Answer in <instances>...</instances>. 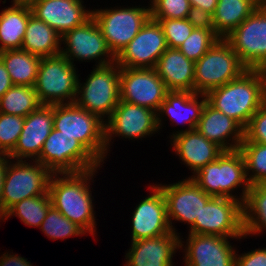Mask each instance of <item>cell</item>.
<instances>
[{
	"label": "cell",
	"instance_id": "6da1fadb",
	"mask_svg": "<svg viewBox=\"0 0 266 266\" xmlns=\"http://www.w3.org/2000/svg\"><path fill=\"white\" fill-rule=\"evenodd\" d=\"M207 102L233 118L243 128L266 102V79L262 69H247L239 77L210 90Z\"/></svg>",
	"mask_w": 266,
	"mask_h": 266
},
{
	"label": "cell",
	"instance_id": "7a4b0ae2",
	"mask_svg": "<svg viewBox=\"0 0 266 266\" xmlns=\"http://www.w3.org/2000/svg\"><path fill=\"white\" fill-rule=\"evenodd\" d=\"M96 170L65 173L62 174L63 178H59V174H52L48 191L52 206L85 232L92 235H95L93 233L96 222L88 181L93 177Z\"/></svg>",
	"mask_w": 266,
	"mask_h": 266
},
{
	"label": "cell",
	"instance_id": "3957f363",
	"mask_svg": "<svg viewBox=\"0 0 266 266\" xmlns=\"http://www.w3.org/2000/svg\"><path fill=\"white\" fill-rule=\"evenodd\" d=\"M190 178L206 194L236 199L242 205L250 188L245 161L239 149L224 151L215 161L203 166ZM240 185L244 187L242 197L236 198L230 192Z\"/></svg>",
	"mask_w": 266,
	"mask_h": 266
},
{
	"label": "cell",
	"instance_id": "277c9868",
	"mask_svg": "<svg viewBox=\"0 0 266 266\" xmlns=\"http://www.w3.org/2000/svg\"><path fill=\"white\" fill-rule=\"evenodd\" d=\"M75 102L54 105L53 128L77 139L100 163L105 159V121Z\"/></svg>",
	"mask_w": 266,
	"mask_h": 266
},
{
	"label": "cell",
	"instance_id": "5b68a950",
	"mask_svg": "<svg viewBox=\"0 0 266 266\" xmlns=\"http://www.w3.org/2000/svg\"><path fill=\"white\" fill-rule=\"evenodd\" d=\"M247 69L231 45L220 38L195 62L194 93L207 94L236 79Z\"/></svg>",
	"mask_w": 266,
	"mask_h": 266
},
{
	"label": "cell",
	"instance_id": "8992f818",
	"mask_svg": "<svg viewBox=\"0 0 266 266\" xmlns=\"http://www.w3.org/2000/svg\"><path fill=\"white\" fill-rule=\"evenodd\" d=\"M74 66L61 53L41 59L34 89L42 105L75 102L79 79Z\"/></svg>",
	"mask_w": 266,
	"mask_h": 266
},
{
	"label": "cell",
	"instance_id": "52a82bcc",
	"mask_svg": "<svg viewBox=\"0 0 266 266\" xmlns=\"http://www.w3.org/2000/svg\"><path fill=\"white\" fill-rule=\"evenodd\" d=\"M81 85L78 80L75 103L101 119L106 115L109 118L120 102V66L116 61L96 66Z\"/></svg>",
	"mask_w": 266,
	"mask_h": 266
},
{
	"label": "cell",
	"instance_id": "ba28073f",
	"mask_svg": "<svg viewBox=\"0 0 266 266\" xmlns=\"http://www.w3.org/2000/svg\"><path fill=\"white\" fill-rule=\"evenodd\" d=\"M36 161L53 174L79 173L100 167V162L75 138L52 129Z\"/></svg>",
	"mask_w": 266,
	"mask_h": 266
},
{
	"label": "cell",
	"instance_id": "9c48e42d",
	"mask_svg": "<svg viewBox=\"0 0 266 266\" xmlns=\"http://www.w3.org/2000/svg\"><path fill=\"white\" fill-rule=\"evenodd\" d=\"M34 161L35 165H30L26 160H17L15 164L8 160L2 189V218L15 203L48 193L53 173L40 162Z\"/></svg>",
	"mask_w": 266,
	"mask_h": 266
},
{
	"label": "cell",
	"instance_id": "30bf717a",
	"mask_svg": "<svg viewBox=\"0 0 266 266\" xmlns=\"http://www.w3.org/2000/svg\"><path fill=\"white\" fill-rule=\"evenodd\" d=\"M92 17L105 37L107 46L117 57L151 17L149 8L100 9Z\"/></svg>",
	"mask_w": 266,
	"mask_h": 266
},
{
	"label": "cell",
	"instance_id": "8fae6325",
	"mask_svg": "<svg viewBox=\"0 0 266 266\" xmlns=\"http://www.w3.org/2000/svg\"><path fill=\"white\" fill-rule=\"evenodd\" d=\"M189 234L217 235L229 238H242V204L227 197H212L200 212L199 219L189 229Z\"/></svg>",
	"mask_w": 266,
	"mask_h": 266
},
{
	"label": "cell",
	"instance_id": "7c38bea8",
	"mask_svg": "<svg viewBox=\"0 0 266 266\" xmlns=\"http://www.w3.org/2000/svg\"><path fill=\"white\" fill-rule=\"evenodd\" d=\"M168 92L155 68L120 67V101L158 112Z\"/></svg>",
	"mask_w": 266,
	"mask_h": 266
},
{
	"label": "cell",
	"instance_id": "4fadbf2b",
	"mask_svg": "<svg viewBox=\"0 0 266 266\" xmlns=\"http://www.w3.org/2000/svg\"><path fill=\"white\" fill-rule=\"evenodd\" d=\"M224 39L248 69L266 66V17L258 8Z\"/></svg>",
	"mask_w": 266,
	"mask_h": 266
},
{
	"label": "cell",
	"instance_id": "5bb4252c",
	"mask_svg": "<svg viewBox=\"0 0 266 266\" xmlns=\"http://www.w3.org/2000/svg\"><path fill=\"white\" fill-rule=\"evenodd\" d=\"M167 48L162 26L150 17L116 57V62L125 68H155Z\"/></svg>",
	"mask_w": 266,
	"mask_h": 266
},
{
	"label": "cell",
	"instance_id": "9a60e30c",
	"mask_svg": "<svg viewBox=\"0 0 266 266\" xmlns=\"http://www.w3.org/2000/svg\"><path fill=\"white\" fill-rule=\"evenodd\" d=\"M159 113L147 107L120 101L105 123L106 151L112 134L138 139L149 136L160 129Z\"/></svg>",
	"mask_w": 266,
	"mask_h": 266
},
{
	"label": "cell",
	"instance_id": "2e32d148",
	"mask_svg": "<svg viewBox=\"0 0 266 266\" xmlns=\"http://www.w3.org/2000/svg\"><path fill=\"white\" fill-rule=\"evenodd\" d=\"M61 41H64L67 46L66 49L61 50V54L72 64L75 58L81 61L99 60L100 58L97 66L108 65L116 61V57L109 50L105 37L101 34L93 17L73 30L67 31L61 37ZM104 56L108 59L107 57L103 59Z\"/></svg>",
	"mask_w": 266,
	"mask_h": 266
},
{
	"label": "cell",
	"instance_id": "e0dca14e",
	"mask_svg": "<svg viewBox=\"0 0 266 266\" xmlns=\"http://www.w3.org/2000/svg\"><path fill=\"white\" fill-rule=\"evenodd\" d=\"M165 196L167 204V218L172 232V220L183 221L190 227L199 219L202 207L213 197L206 194L191 178L181 182L158 185Z\"/></svg>",
	"mask_w": 266,
	"mask_h": 266
},
{
	"label": "cell",
	"instance_id": "ac0fdd59",
	"mask_svg": "<svg viewBox=\"0 0 266 266\" xmlns=\"http://www.w3.org/2000/svg\"><path fill=\"white\" fill-rule=\"evenodd\" d=\"M152 195L136 206L132 216V241L172 232L167 218V204L162 189L152 186Z\"/></svg>",
	"mask_w": 266,
	"mask_h": 266
},
{
	"label": "cell",
	"instance_id": "d6986e66",
	"mask_svg": "<svg viewBox=\"0 0 266 266\" xmlns=\"http://www.w3.org/2000/svg\"><path fill=\"white\" fill-rule=\"evenodd\" d=\"M54 123V105H41L31 112L23 124L22 132L14 150L8 155L13 160L39 157L44 142L51 133ZM13 158V159H12Z\"/></svg>",
	"mask_w": 266,
	"mask_h": 266
},
{
	"label": "cell",
	"instance_id": "ffe728a7",
	"mask_svg": "<svg viewBox=\"0 0 266 266\" xmlns=\"http://www.w3.org/2000/svg\"><path fill=\"white\" fill-rule=\"evenodd\" d=\"M227 237L189 234L185 247L186 266H235V250Z\"/></svg>",
	"mask_w": 266,
	"mask_h": 266
},
{
	"label": "cell",
	"instance_id": "44dd1931",
	"mask_svg": "<svg viewBox=\"0 0 266 266\" xmlns=\"http://www.w3.org/2000/svg\"><path fill=\"white\" fill-rule=\"evenodd\" d=\"M82 0H41L32 7V14L53 28L61 37L92 17Z\"/></svg>",
	"mask_w": 266,
	"mask_h": 266
},
{
	"label": "cell",
	"instance_id": "7402d4cb",
	"mask_svg": "<svg viewBox=\"0 0 266 266\" xmlns=\"http://www.w3.org/2000/svg\"><path fill=\"white\" fill-rule=\"evenodd\" d=\"M177 233L132 241L126 266H173L172 258L182 242Z\"/></svg>",
	"mask_w": 266,
	"mask_h": 266
},
{
	"label": "cell",
	"instance_id": "603a6c76",
	"mask_svg": "<svg viewBox=\"0 0 266 266\" xmlns=\"http://www.w3.org/2000/svg\"><path fill=\"white\" fill-rule=\"evenodd\" d=\"M196 129L207 140L217 144L224 151L239 149L244 140V128L233 118L216 110L208 102L203 108ZM231 135L234 144H230L226 140L231 138Z\"/></svg>",
	"mask_w": 266,
	"mask_h": 266
},
{
	"label": "cell",
	"instance_id": "cb8c5ba5",
	"mask_svg": "<svg viewBox=\"0 0 266 266\" xmlns=\"http://www.w3.org/2000/svg\"><path fill=\"white\" fill-rule=\"evenodd\" d=\"M172 135L175 153L188 167L190 166L194 174L224 152L217 144L201 135L197 129L186 132L182 130Z\"/></svg>",
	"mask_w": 266,
	"mask_h": 266
},
{
	"label": "cell",
	"instance_id": "d4e9b609",
	"mask_svg": "<svg viewBox=\"0 0 266 266\" xmlns=\"http://www.w3.org/2000/svg\"><path fill=\"white\" fill-rule=\"evenodd\" d=\"M155 69L168 91L194 92L195 63L178 48H167Z\"/></svg>",
	"mask_w": 266,
	"mask_h": 266
},
{
	"label": "cell",
	"instance_id": "484cf974",
	"mask_svg": "<svg viewBox=\"0 0 266 266\" xmlns=\"http://www.w3.org/2000/svg\"><path fill=\"white\" fill-rule=\"evenodd\" d=\"M197 96H201L203 100L199 102ZM200 96L194 92L169 91L165 100L161 103L159 113H166L177 123L179 121L180 124L182 122L188 123L189 128L185 132L194 130L197 128L203 108L207 102L206 94H200Z\"/></svg>",
	"mask_w": 266,
	"mask_h": 266
},
{
	"label": "cell",
	"instance_id": "4316f807",
	"mask_svg": "<svg viewBox=\"0 0 266 266\" xmlns=\"http://www.w3.org/2000/svg\"><path fill=\"white\" fill-rule=\"evenodd\" d=\"M61 42V36L53 28L33 14L30 15L21 46L22 50L41 58L55 56L61 53Z\"/></svg>",
	"mask_w": 266,
	"mask_h": 266
},
{
	"label": "cell",
	"instance_id": "83f0119b",
	"mask_svg": "<svg viewBox=\"0 0 266 266\" xmlns=\"http://www.w3.org/2000/svg\"><path fill=\"white\" fill-rule=\"evenodd\" d=\"M0 13V52L21 49L31 7L12 3Z\"/></svg>",
	"mask_w": 266,
	"mask_h": 266
},
{
	"label": "cell",
	"instance_id": "f1b7e54d",
	"mask_svg": "<svg viewBox=\"0 0 266 266\" xmlns=\"http://www.w3.org/2000/svg\"><path fill=\"white\" fill-rule=\"evenodd\" d=\"M41 59L22 49L0 52V60L8 71L13 85L34 87Z\"/></svg>",
	"mask_w": 266,
	"mask_h": 266
},
{
	"label": "cell",
	"instance_id": "f546056e",
	"mask_svg": "<svg viewBox=\"0 0 266 266\" xmlns=\"http://www.w3.org/2000/svg\"><path fill=\"white\" fill-rule=\"evenodd\" d=\"M256 8L252 0H218L213 14L215 33L224 39Z\"/></svg>",
	"mask_w": 266,
	"mask_h": 266
},
{
	"label": "cell",
	"instance_id": "4dcf8cb0",
	"mask_svg": "<svg viewBox=\"0 0 266 266\" xmlns=\"http://www.w3.org/2000/svg\"><path fill=\"white\" fill-rule=\"evenodd\" d=\"M242 210L244 236L266 229V184L250 185Z\"/></svg>",
	"mask_w": 266,
	"mask_h": 266
},
{
	"label": "cell",
	"instance_id": "1f68e13d",
	"mask_svg": "<svg viewBox=\"0 0 266 266\" xmlns=\"http://www.w3.org/2000/svg\"><path fill=\"white\" fill-rule=\"evenodd\" d=\"M34 87L13 85L0 98V112L8 115L27 117L41 106Z\"/></svg>",
	"mask_w": 266,
	"mask_h": 266
},
{
	"label": "cell",
	"instance_id": "d6a6232c",
	"mask_svg": "<svg viewBox=\"0 0 266 266\" xmlns=\"http://www.w3.org/2000/svg\"><path fill=\"white\" fill-rule=\"evenodd\" d=\"M52 206L49 192L45 195L26 198L11 206L3 215L7 220L11 215H16L28 226L40 227Z\"/></svg>",
	"mask_w": 266,
	"mask_h": 266
},
{
	"label": "cell",
	"instance_id": "836d02e7",
	"mask_svg": "<svg viewBox=\"0 0 266 266\" xmlns=\"http://www.w3.org/2000/svg\"><path fill=\"white\" fill-rule=\"evenodd\" d=\"M239 150L245 161L246 176L250 185L266 184V144L242 142ZM250 170L253 171L251 176Z\"/></svg>",
	"mask_w": 266,
	"mask_h": 266
},
{
	"label": "cell",
	"instance_id": "e575fe53",
	"mask_svg": "<svg viewBox=\"0 0 266 266\" xmlns=\"http://www.w3.org/2000/svg\"><path fill=\"white\" fill-rule=\"evenodd\" d=\"M40 229L52 240H57L58 238L64 240L70 236H78L86 233L80 226L63 216L53 206L49 208Z\"/></svg>",
	"mask_w": 266,
	"mask_h": 266
},
{
	"label": "cell",
	"instance_id": "d590c367",
	"mask_svg": "<svg viewBox=\"0 0 266 266\" xmlns=\"http://www.w3.org/2000/svg\"><path fill=\"white\" fill-rule=\"evenodd\" d=\"M220 37L215 30L194 28L178 49L191 61L197 62Z\"/></svg>",
	"mask_w": 266,
	"mask_h": 266
},
{
	"label": "cell",
	"instance_id": "8d00e7d4",
	"mask_svg": "<svg viewBox=\"0 0 266 266\" xmlns=\"http://www.w3.org/2000/svg\"><path fill=\"white\" fill-rule=\"evenodd\" d=\"M25 117L0 112V154L9 155L23 129Z\"/></svg>",
	"mask_w": 266,
	"mask_h": 266
},
{
	"label": "cell",
	"instance_id": "74e56055",
	"mask_svg": "<svg viewBox=\"0 0 266 266\" xmlns=\"http://www.w3.org/2000/svg\"><path fill=\"white\" fill-rule=\"evenodd\" d=\"M152 19H186L190 10L189 0H152Z\"/></svg>",
	"mask_w": 266,
	"mask_h": 266
},
{
	"label": "cell",
	"instance_id": "f35d334b",
	"mask_svg": "<svg viewBox=\"0 0 266 266\" xmlns=\"http://www.w3.org/2000/svg\"><path fill=\"white\" fill-rule=\"evenodd\" d=\"M154 20L162 26L168 48H178L194 29V26L187 19Z\"/></svg>",
	"mask_w": 266,
	"mask_h": 266
},
{
	"label": "cell",
	"instance_id": "ab89813d",
	"mask_svg": "<svg viewBox=\"0 0 266 266\" xmlns=\"http://www.w3.org/2000/svg\"><path fill=\"white\" fill-rule=\"evenodd\" d=\"M266 144V102L253 114L244 128V140Z\"/></svg>",
	"mask_w": 266,
	"mask_h": 266
},
{
	"label": "cell",
	"instance_id": "60d3db41",
	"mask_svg": "<svg viewBox=\"0 0 266 266\" xmlns=\"http://www.w3.org/2000/svg\"><path fill=\"white\" fill-rule=\"evenodd\" d=\"M186 19L194 26V28L215 30L213 14L204 9L191 6Z\"/></svg>",
	"mask_w": 266,
	"mask_h": 266
},
{
	"label": "cell",
	"instance_id": "b9f144b4",
	"mask_svg": "<svg viewBox=\"0 0 266 266\" xmlns=\"http://www.w3.org/2000/svg\"><path fill=\"white\" fill-rule=\"evenodd\" d=\"M235 256V266H266V248Z\"/></svg>",
	"mask_w": 266,
	"mask_h": 266
},
{
	"label": "cell",
	"instance_id": "7bdbcfd3",
	"mask_svg": "<svg viewBox=\"0 0 266 266\" xmlns=\"http://www.w3.org/2000/svg\"><path fill=\"white\" fill-rule=\"evenodd\" d=\"M0 266H32L29 261H27L24 257H20L17 255H9L3 254L0 257Z\"/></svg>",
	"mask_w": 266,
	"mask_h": 266
},
{
	"label": "cell",
	"instance_id": "ee69618b",
	"mask_svg": "<svg viewBox=\"0 0 266 266\" xmlns=\"http://www.w3.org/2000/svg\"><path fill=\"white\" fill-rule=\"evenodd\" d=\"M13 86L10 75L0 60V98Z\"/></svg>",
	"mask_w": 266,
	"mask_h": 266
},
{
	"label": "cell",
	"instance_id": "f6af8a7d",
	"mask_svg": "<svg viewBox=\"0 0 266 266\" xmlns=\"http://www.w3.org/2000/svg\"><path fill=\"white\" fill-rule=\"evenodd\" d=\"M8 155L0 154V219H2V189L8 167Z\"/></svg>",
	"mask_w": 266,
	"mask_h": 266
},
{
	"label": "cell",
	"instance_id": "bcb514c9",
	"mask_svg": "<svg viewBox=\"0 0 266 266\" xmlns=\"http://www.w3.org/2000/svg\"><path fill=\"white\" fill-rule=\"evenodd\" d=\"M189 2L192 7H198L214 14L218 0H189Z\"/></svg>",
	"mask_w": 266,
	"mask_h": 266
},
{
	"label": "cell",
	"instance_id": "7dc6e473",
	"mask_svg": "<svg viewBox=\"0 0 266 266\" xmlns=\"http://www.w3.org/2000/svg\"><path fill=\"white\" fill-rule=\"evenodd\" d=\"M39 1L41 0H13V2H16L24 6H28V7H32L36 2H39Z\"/></svg>",
	"mask_w": 266,
	"mask_h": 266
},
{
	"label": "cell",
	"instance_id": "c3c4849f",
	"mask_svg": "<svg viewBox=\"0 0 266 266\" xmlns=\"http://www.w3.org/2000/svg\"><path fill=\"white\" fill-rule=\"evenodd\" d=\"M257 8L264 14L266 17V1H263L257 5Z\"/></svg>",
	"mask_w": 266,
	"mask_h": 266
},
{
	"label": "cell",
	"instance_id": "681fc988",
	"mask_svg": "<svg viewBox=\"0 0 266 266\" xmlns=\"http://www.w3.org/2000/svg\"><path fill=\"white\" fill-rule=\"evenodd\" d=\"M256 5H258L259 3L266 1V0H252Z\"/></svg>",
	"mask_w": 266,
	"mask_h": 266
},
{
	"label": "cell",
	"instance_id": "f907efd6",
	"mask_svg": "<svg viewBox=\"0 0 266 266\" xmlns=\"http://www.w3.org/2000/svg\"><path fill=\"white\" fill-rule=\"evenodd\" d=\"M262 71H263L265 79H266V69H262Z\"/></svg>",
	"mask_w": 266,
	"mask_h": 266
}]
</instances>
